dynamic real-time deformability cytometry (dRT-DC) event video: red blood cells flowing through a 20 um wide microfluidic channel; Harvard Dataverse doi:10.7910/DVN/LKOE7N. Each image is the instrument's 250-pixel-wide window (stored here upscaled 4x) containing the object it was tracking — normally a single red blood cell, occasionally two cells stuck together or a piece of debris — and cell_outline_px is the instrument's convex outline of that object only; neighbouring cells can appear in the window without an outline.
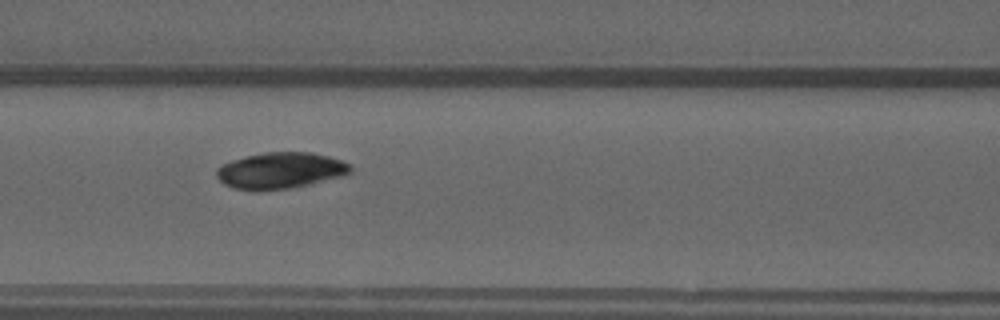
{"species": "common noctule bat (a hibernating species)", "species_latin": "Nyctalus noctula", "temperature_condition": "warm", "stored_images_in_passage": 47, "camera_frame_rate_fps": 3000, "um_per_image_px": 0.085, "animal": {"sex": "male", "forearm_length_mm": 52.5}, "frame": {"image": 1, "passage_image": 18, "time_ms": 5.667, "image_size_px": [1000, 320], "cell_outline_px": [[352, 172], [344, 176], [308, 184], [288, 188], [236, 188], [224, 184], [216, 176], [216, 168], [220, 164], [232, 160], [248, 156], [268, 152], [312, 152], [328, 156], [352, 164]], "centroid_in_image_um": [23.88, 14.46], "position_along_channel_um": 142.7, "area_um2": 27.69}}
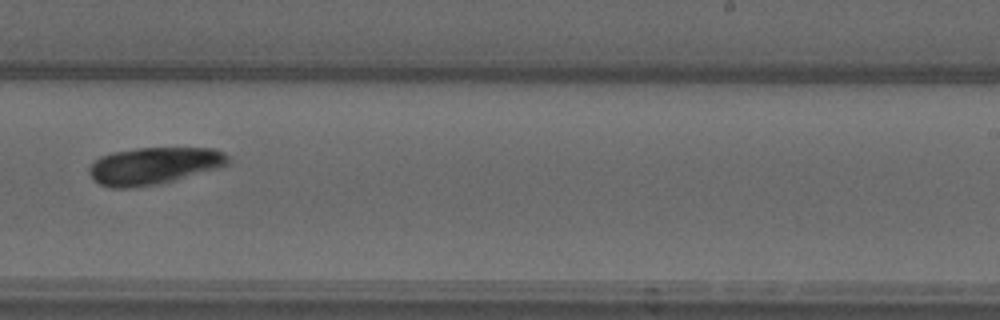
{"frame": {"image": 2, "passage_image": 28, "time_ms": 9.0, "image_size_px": [1000, 320], "cell_outline_px": [[228, 164], [220, 168], [156, 184], [132, 188], [112, 188], [100, 184], [92, 180], [88, 172], [88, 168], [100, 156], [112, 152], [136, 148], [216, 148], [224, 152], [228, 156]], "centroid_in_image_um": [13.06, 14.09], "position_along_channel_um": 275.9, "area_um2": 30.06}}
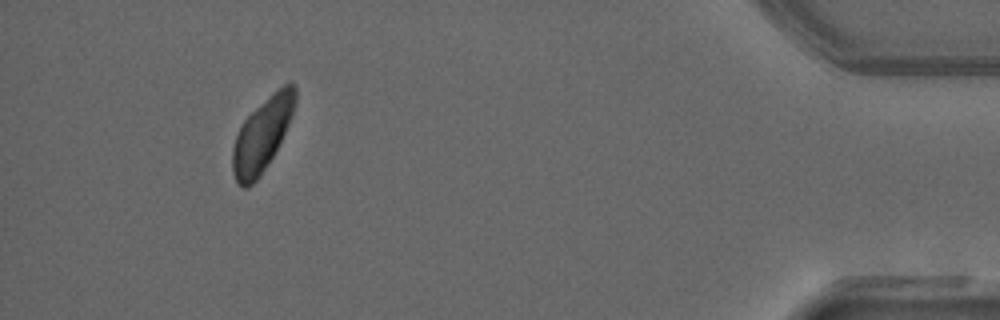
{"frame": {"image": 3, "passage_image": 43, "time_ms": 14.0, "image_size_px": [1000, 320], "cell_outline_px": [[296, 100], [292, 116], [272, 156], [256, 180], [248, 188], [244, 188], [236, 180], [232, 172], [232, 148], [236, 136], [244, 120], [272, 92], [288, 80], [292, 80], [296, 88]], "centroid_in_image_um": [22.29, 11.39], "position_along_channel_um": 412.9, "area_um2": 26.36}, "authors_computed_cell_mechanics": {"area_um2": 27.6862, "velocity_mm_per_s": 4.0024, "shape_relaxation_time_tau1_ms": 1.7428, "shape_relaxation_time_tau2_ms": null, "deformation_change_tau1": null, "deformation_change_tau2": null}}